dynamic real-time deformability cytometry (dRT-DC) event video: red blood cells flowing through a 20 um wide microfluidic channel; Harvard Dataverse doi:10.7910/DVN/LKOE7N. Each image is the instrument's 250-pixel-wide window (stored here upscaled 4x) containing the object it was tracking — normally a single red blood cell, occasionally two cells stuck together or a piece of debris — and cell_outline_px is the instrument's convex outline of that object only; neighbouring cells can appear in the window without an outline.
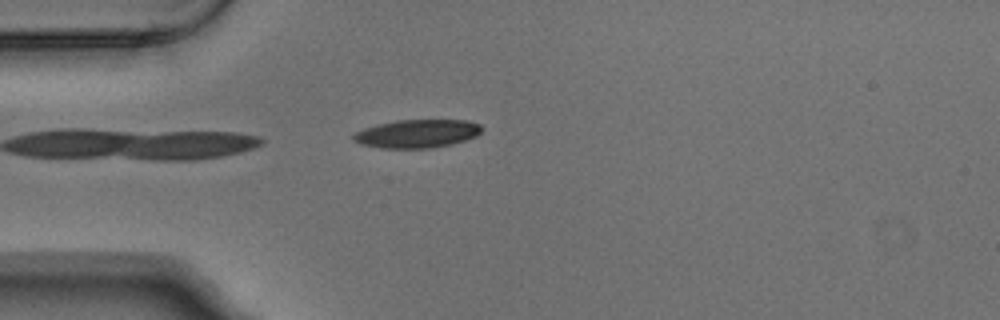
{"species": "Egyptian fruit bat (a non-hibernating species)", "species_latin": "Rousettus aegyptiacus", "temperature_condition": "warm", "stored_images_in_passage": 3, "camera_frame_rate_fps": 3000, "um_per_image_px": 0.085, "animal": {"sex": "male"}, "frame": {"image": 1, "passage_image": 3, "time_ms": 0.667, "image_size_px": [1000, 320], "cell_outline_px": [[484, 128], [476, 136], [452, 144], [432, 148], [384, 148], [360, 144], [352, 140], [352, 136], [356, 132], [364, 128], [396, 120], [468, 120], [480, 124]], "centroid_in_image_um": [35.47, 11.36], "position_along_channel_um": 49.5, "area_um2": 21.15}}